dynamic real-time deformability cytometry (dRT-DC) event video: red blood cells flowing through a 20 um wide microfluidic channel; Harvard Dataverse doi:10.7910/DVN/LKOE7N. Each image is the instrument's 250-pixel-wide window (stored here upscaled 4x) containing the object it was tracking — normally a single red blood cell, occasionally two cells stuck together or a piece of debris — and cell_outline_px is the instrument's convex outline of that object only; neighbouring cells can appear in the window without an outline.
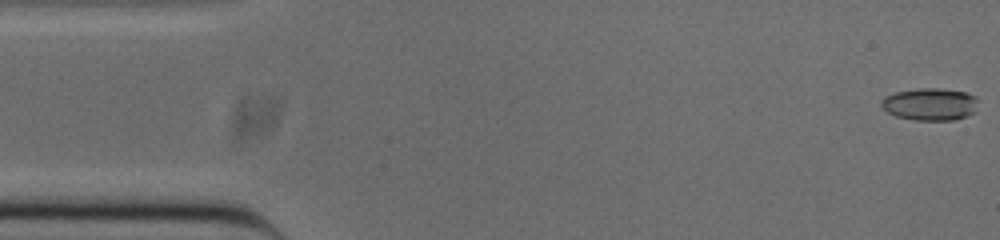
{"species": "common noctule bat (a hibernating species)", "species_latin": "Nyctalus noctula", "temperature_condition": "cold", "stored_images_in_passage": 52, "camera_frame_rate_fps": 3000, "um_per_image_px": 0.085, "animal": {"sex": "male", "body_mass_g": 20.0, "forearm_length_mm": 53.3}, "frame": {"image": 1, "passage_image": 1, "time_ms": 0.0, "image_size_px": [1000, 240], "cell_outline_px": [[976, 100], [972, 112], [968, 116], [952, 120], [916, 120], [896, 116], [888, 112], [880, 104], [880, 100], [884, 96], [896, 92], [920, 88], [936, 88], [968, 92], [976, 96]], "centroid_in_image_um": [79.02, 8.85], "position_along_channel_um": 6.0, "area_um2": 18.09}}
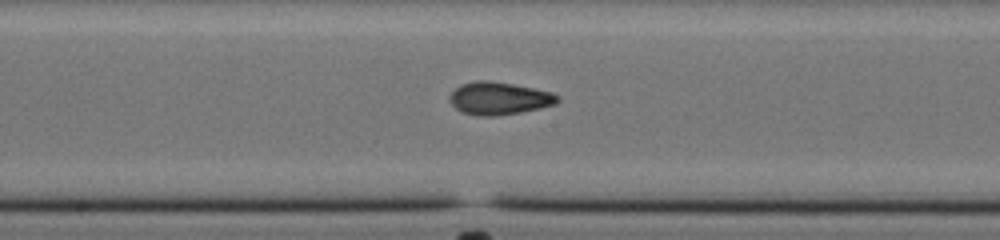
{"frame": {"image": 2, "passage_image": 26, "time_ms": 8.333, "image_size_px": [1000, 240], "cell_outline_px": [[560, 100], [556, 104], [540, 108], [520, 112], [492, 116], [480, 116], [464, 112], [456, 108], [448, 100], [448, 96], [460, 84], [476, 80], [488, 80], [512, 84], [552, 92], [560, 96]], "centroid_in_image_um": [42.42, 8.35], "position_along_channel_um": 205.8, "area_um2": 20.46}}
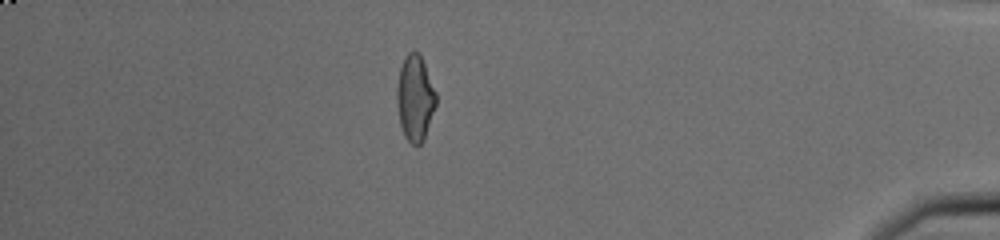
{"frame": {"image": 3, "passage_image": 45, "time_ms": 14.667, "image_size_px": [1000, 240], "cell_outline_px": [[436, 104], [424, 140], [420, 144], [412, 144], [404, 136], [400, 124], [396, 100], [396, 88], [400, 68], [404, 56], [408, 52], [420, 52], [436, 92]], "centroid_in_image_um": [35.27, 8.32], "position_along_channel_um": 399.9, "area_um2": 19.65}, "authors_computed_cell_mechanics": {"area_um2": 19.4786, "velocity_mm_per_s": 3.8688, "shape_relaxation_time_tau1_ms": 6.7554, "shape_relaxation_time_tau2_ms": 2.0675, "deformation_change_tau1": 0.1723, "deformation_change_tau2": 0.0803}}